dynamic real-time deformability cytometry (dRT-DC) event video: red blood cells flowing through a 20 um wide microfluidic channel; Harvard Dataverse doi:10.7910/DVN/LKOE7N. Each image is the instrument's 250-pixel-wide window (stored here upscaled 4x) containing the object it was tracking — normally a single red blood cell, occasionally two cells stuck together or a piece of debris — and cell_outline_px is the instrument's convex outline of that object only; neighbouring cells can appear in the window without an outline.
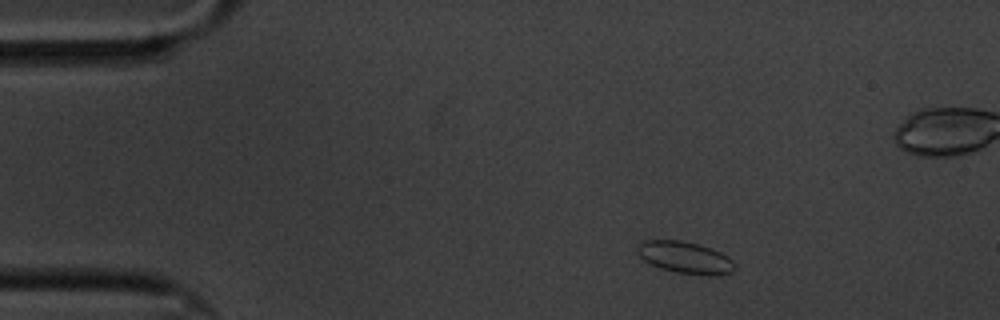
{"species": "common noctule bat (a hibernating species)", "species_latin": "Nyctalus noctula", "temperature_condition": "cold", "stored_images_in_passage": 53, "camera_frame_rate_fps": 3000, "um_per_image_px": 0.085, "animal": {"sex": "male", "body_mass_g": 20.1, "forearm_length_mm": 53.5}, "frame": {"image": 1, "passage_image": 1, "time_ms": 0.0, "image_size_px": [1000, 320], "cell_outline_px": [[736, 268], [732, 272], [720, 276], [704, 276], [676, 272], [660, 268], [644, 260], [636, 252], [640, 244], [644, 240], [680, 240], [696, 244], [720, 252], [728, 256], [736, 264]], "centroid_in_image_um": [58.28, 21.92], "position_along_channel_um": 26.7, "area_um2": 18.15}}
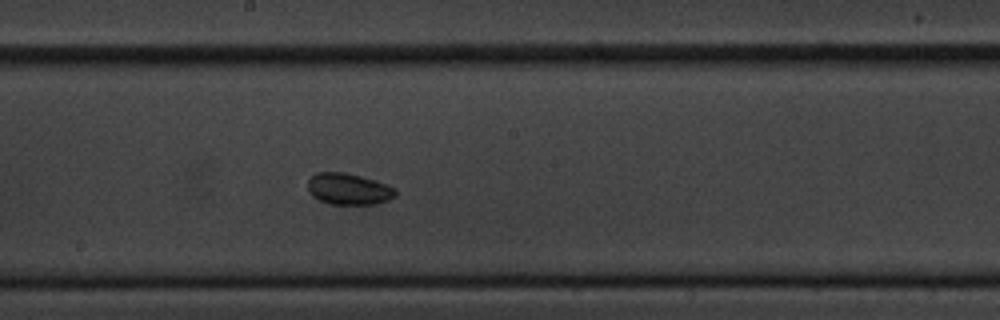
{"frame": {"image": 2, "passage_image": 24, "time_ms": 7.667, "image_size_px": [1000, 320], "cell_outline_px": [[396, 196], [388, 200], [376, 204], [332, 204], [320, 200], [312, 196], [308, 192], [308, 180], [316, 172], [344, 172], [360, 176], [396, 188]], "centroid_in_image_um": [29.61, 16.07], "position_along_channel_um": 218.6, "area_um2": 15.95}}
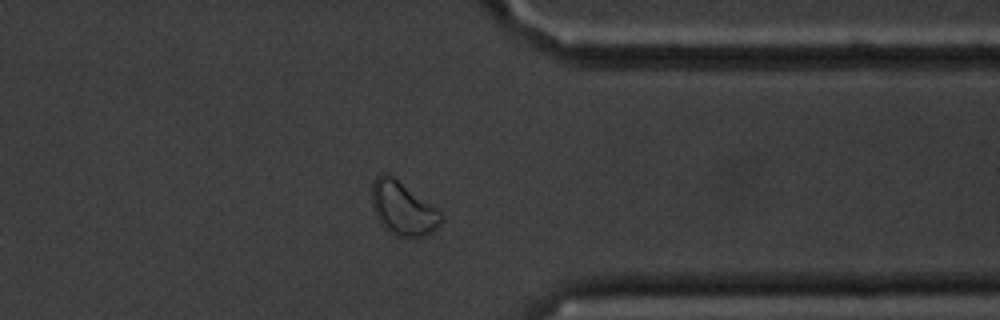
{"frame": {"image": 3, "passage_image": 39, "time_ms": 12.667, "image_size_px": [1000, 320], "cell_outline_px": [[444, 220], [432, 232], [424, 236], [396, 236], [384, 228], [380, 224], [372, 208], [372, 184], [376, 176], [380, 172], [388, 172], [440, 212], [444, 216]], "centroid_in_image_um": [34.21, 17.71], "position_along_channel_um": 377.2, "area_um2": 21.5}, "authors_computed_cell_mechanics": {"area_um2": 16.0684, "velocity_mm_per_s": 3.2802, "shape_relaxation_time_tau1_ms": null, "shape_relaxation_time_tau2_ms": 4.0208, "deformation_change_tau1": null, "deformation_change_tau2": 0.0637}}